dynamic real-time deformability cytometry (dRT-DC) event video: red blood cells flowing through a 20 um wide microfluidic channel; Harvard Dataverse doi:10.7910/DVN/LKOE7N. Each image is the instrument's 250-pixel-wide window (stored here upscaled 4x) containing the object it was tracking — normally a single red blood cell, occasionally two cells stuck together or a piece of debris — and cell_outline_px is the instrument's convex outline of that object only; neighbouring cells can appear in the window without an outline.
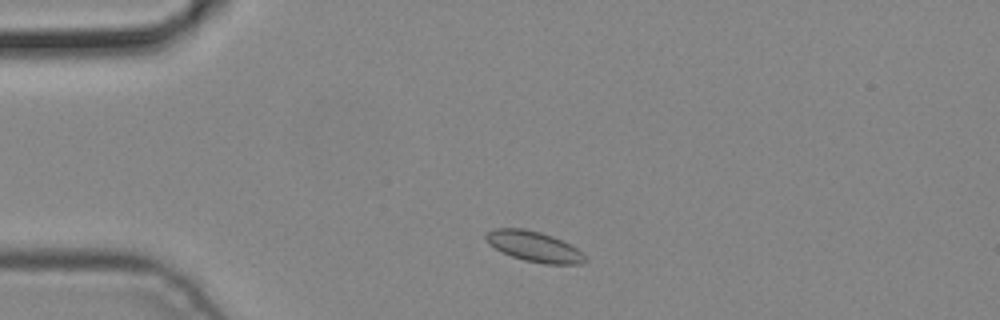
{"species": "common noctule bat (a hibernating species)", "species_latin": "Nyctalus noctula", "temperature_condition": "cold", "stored_images_in_passage": 4, "camera_frame_rate_fps": 3000, "um_per_image_px": 0.085, "animal": {"sex": "male", "body_mass_g": 19.2, "forearm_length_mm": 51.8}, "frame": {"image": 1, "passage_image": 2, "time_ms": 0.333, "image_size_px": [1000, 320], "cell_outline_px": [[588, 260], [584, 264], [544, 264], [524, 260], [512, 256], [488, 244], [484, 236], [488, 232], [496, 228], [524, 228], [540, 232], [552, 236], [576, 248]], "centroid_in_image_um": [45.4, 20.96], "position_along_channel_um": 39.6, "area_um2": 17.34}}
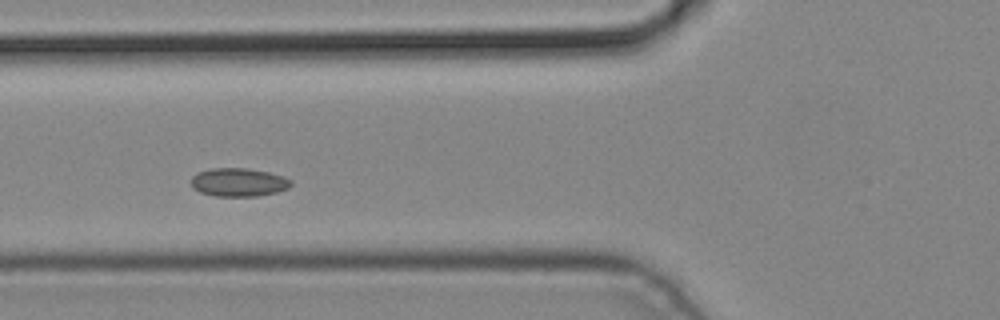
{"frame": {"image": 2, "passage_image": 4, "time_ms": 1.0, "image_size_px": [1000, 320], "cell_outline_px": [[292, 184], [288, 188], [276, 192], [256, 196], [216, 196], [200, 192], [192, 188], [192, 176], [196, 172], [212, 168], [248, 168], [268, 172], [284, 176], [292, 180]], "centroid_in_image_um": [20.28, 15.48], "position_along_channel_um": 105.5, "area_um2": 16.59}}